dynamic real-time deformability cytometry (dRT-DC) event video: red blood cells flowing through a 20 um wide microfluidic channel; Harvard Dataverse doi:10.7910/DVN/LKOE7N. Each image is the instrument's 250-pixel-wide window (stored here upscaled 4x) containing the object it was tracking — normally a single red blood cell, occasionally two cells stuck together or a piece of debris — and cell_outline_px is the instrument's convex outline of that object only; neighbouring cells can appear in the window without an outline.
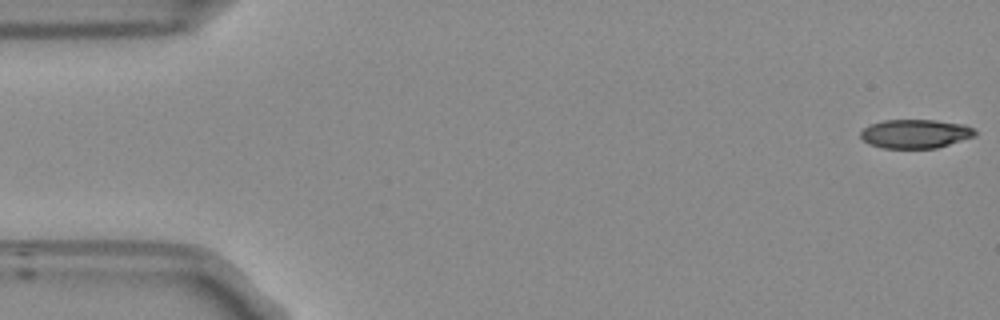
{"species": "Egyptian fruit bat (a non-hibernating species)", "species_latin": "Rousettus aegyptiacus", "temperature_condition": "room temperature", "stored_images_in_passage": 15, "camera_frame_rate_fps": 3000, "um_per_image_px": 0.085, "frame": {"image": 1, "passage_image": 1, "time_ms": 0.0, "image_size_px": [1000, 320], "cell_outline_px": [[976, 136], [936, 148], [884, 148], [868, 144], [860, 136], [860, 132], [868, 124], [884, 120], [936, 120], [964, 124], [972, 128], [976, 132]], "centroid_in_image_um": [77.79, 11.36], "position_along_channel_um": 7.2, "area_um2": 19.31}}
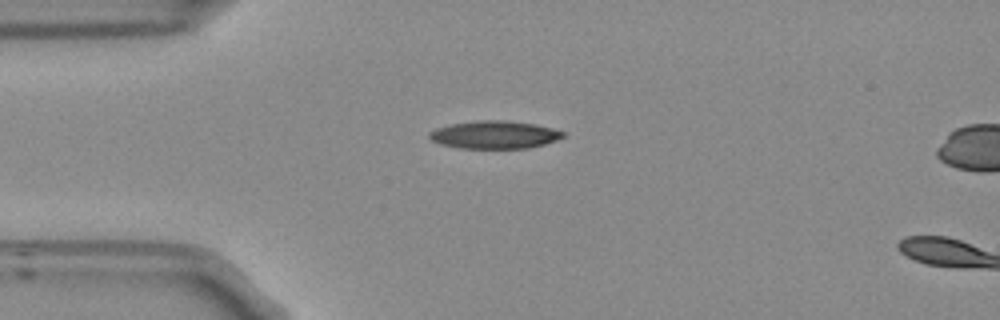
{"frame": {"image": 2, "passage_image": 13, "time_ms": 4.0, "image_size_px": [1000, 320], "cell_outline_px": [[564, 136], [556, 140], [544, 144], [528, 148], [460, 148], [440, 144], [432, 140], [428, 136], [428, 132], [436, 128], [452, 124], [476, 120], [504, 120], [536, 124], [552, 128], [564, 132]], "centroid_in_image_um": [42.02, 11.45], "position_along_channel_um": 43.0, "area_um2": 21.62}}